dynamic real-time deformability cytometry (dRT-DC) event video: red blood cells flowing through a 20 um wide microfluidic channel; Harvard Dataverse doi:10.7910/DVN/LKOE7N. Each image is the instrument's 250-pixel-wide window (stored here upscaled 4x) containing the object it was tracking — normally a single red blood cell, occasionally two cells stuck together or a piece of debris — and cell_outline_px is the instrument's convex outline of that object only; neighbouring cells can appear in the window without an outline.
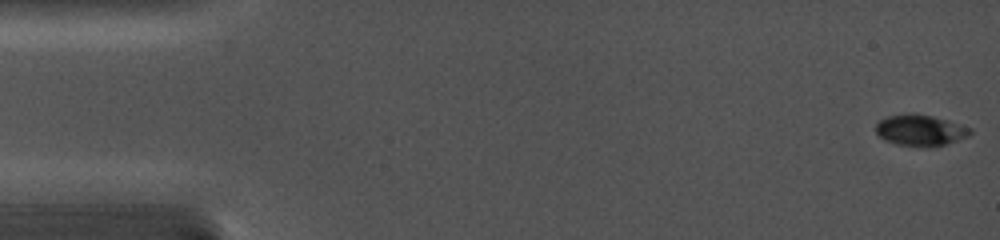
{"species": "common noctule bat (a hibernating species)", "species_latin": "Nyctalus noctula", "temperature_condition": "cold", "stored_images_in_passage": 40, "camera_frame_rate_fps": 5000, "um_per_image_px": 0.085, "animal": {"sex": "female", "body_mass_g": 19.0, "forearm_length_mm": 56.7}, "frame": {"image": 1, "passage_image": 1, "time_ms": 0.0, "image_size_px": [1000, 240], "cell_outline_px": [[972, 132], [968, 136], [932, 148], [924, 148], [896, 144], [884, 140], [876, 132], [876, 124], [880, 120], [888, 116], [912, 112], [932, 116], [948, 120], [972, 128]], "centroid_in_image_um": [78.22, 11.08], "position_along_channel_um": 6.8, "area_um2": 17.34}}
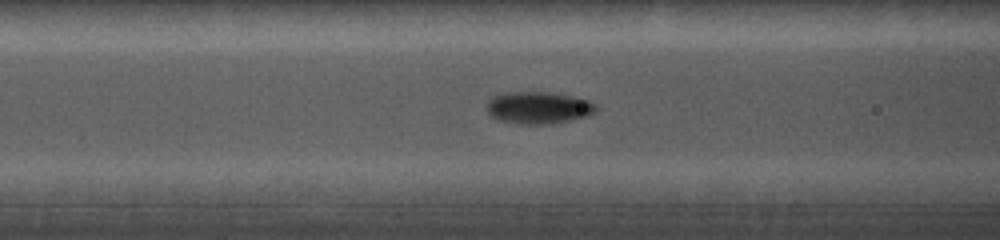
{"frame": {"image": 2, "passage_image": 22, "time_ms": 6.4, "image_size_px": [1000, 240], "cell_outline_px": [[600, 108], [596, 112], [572, 120], [556, 124], [520, 124], [500, 120], [492, 116], [488, 112], [488, 100], [492, 96], [500, 92], [552, 92], [572, 96], [588, 100], [596, 104]], "centroid_in_image_um": [45.79, 9.15], "position_along_channel_um": 120.8, "area_um2": 20.69}}
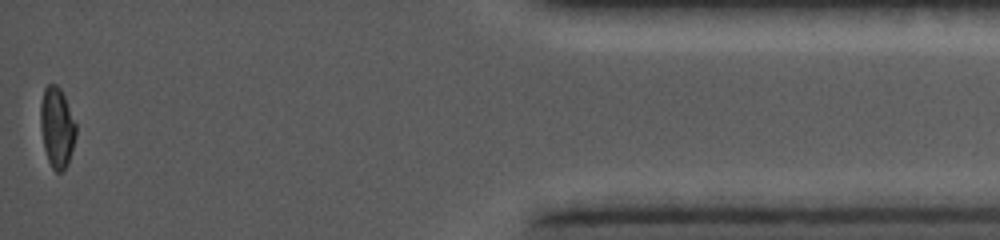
{"frame": {"image": 3, "passage_image": 40, "time_ms": 15.6, "image_size_px": [1000, 240], "cell_outline_px": [[76, 136], [68, 164], [60, 172], [56, 172], [52, 168], [48, 160], [44, 148], [40, 128], [40, 100], [44, 88], [48, 84], [56, 84], [60, 88], [64, 96], [76, 124]], "centroid_in_image_um": [4.82, 10.81], "position_along_channel_um": 430.4, "area_um2": 16.7}}